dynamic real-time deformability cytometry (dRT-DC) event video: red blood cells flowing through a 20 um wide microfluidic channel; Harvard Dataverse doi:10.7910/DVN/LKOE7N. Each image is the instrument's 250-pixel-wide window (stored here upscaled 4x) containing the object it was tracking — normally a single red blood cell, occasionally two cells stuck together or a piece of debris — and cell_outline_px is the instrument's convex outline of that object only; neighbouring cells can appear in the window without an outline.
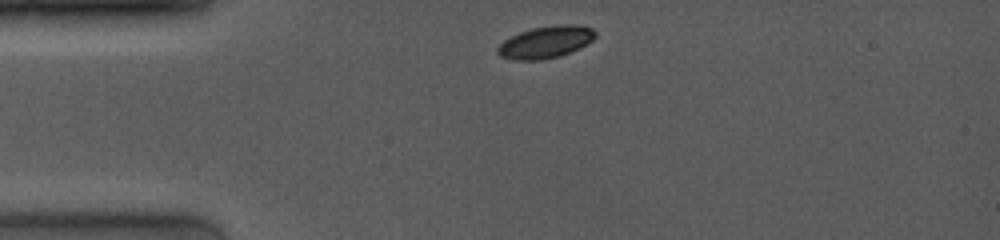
{"species": "common noctule bat (a hibernating species)", "species_latin": "Nyctalus noctula", "temperature_condition": "room temperature", "stored_images_in_passage": 4, "camera_frame_rate_fps": 4000, "um_per_image_px": 0.085, "animal": {"sex": "female", "body_mass_g": 19.0, "forearm_length_mm": 53.3}, "frame": {"image": 1, "passage_image": 1, "time_ms": 0.0, "image_size_px": [1000, 240], "cell_outline_px": [[596, 36], [588, 44], [580, 48], [560, 56], [540, 60], [512, 60], [500, 56], [496, 52], [496, 48], [504, 40], [520, 32], [532, 28], [556, 24], [580, 24], [592, 28], [596, 32]], "centroid_in_image_um": [46.4, 3.57], "position_along_channel_um": 38.6, "area_um2": 18.5}}
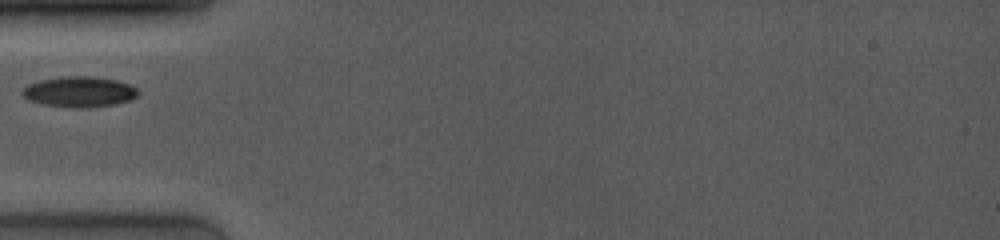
{"frame": {"image": 2, "passage_image": 3, "time_ms": 1.75, "image_size_px": [1000, 240], "cell_outline_px": [[140, 92], [132, 100], [116, 104], [84, 108], [80, 108], [40, 104], [28, 100], [20, 92], [28, 84], [40, 80], [64, 76], [92, 76], [116, 80], [128, 84], [136, 88]], "centroid_in_image_um": [6.74, 7.8], "position_along_channel_um": 78.3, "area_um2": 20.69}}